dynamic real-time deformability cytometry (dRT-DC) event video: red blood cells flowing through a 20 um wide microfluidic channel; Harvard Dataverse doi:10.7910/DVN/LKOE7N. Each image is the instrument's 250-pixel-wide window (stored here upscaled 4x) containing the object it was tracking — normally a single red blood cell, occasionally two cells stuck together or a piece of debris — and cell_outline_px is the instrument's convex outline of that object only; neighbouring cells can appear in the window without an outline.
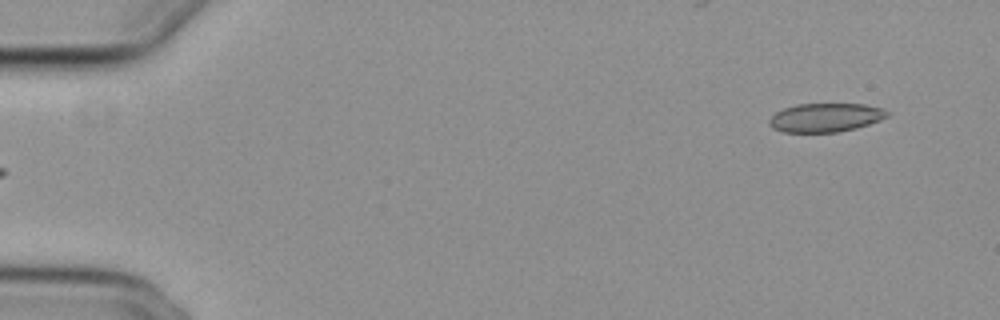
{"species": "common noctule bat (a hibernating species)", "species_latin": "Nyctalus noctula", "temperature_condition": "cold", "stored_images_in_passage": 17, "camera_frame_rate_fps": 3000, "um_per_image_px": 0.085, "animal": {"sex": "female", "body_mass_g": 29.2, "forearm_length_mm": 56.3}, "frame": {"image": 1, "passage_image": 1, "time_ms": 0.0, "image_size_px": [1000, 320], "cell_outline_px": [[888, 116], [880, 120], [856, 128], [836, 132], [784, 132], [772, 128], [768, 124], [768, 120], [776, 112], [784, 108], [796, 104], [864, 104], [880, 108], [888, 112]], "centroid_in_image_um": [70.13, 9.99], "position_along_channel_um": 14.9, "area_um2": 19.65}}
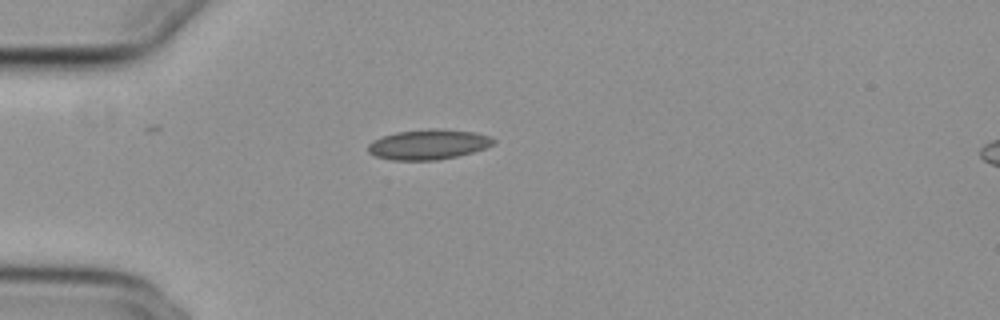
{"frame": {"image": 2, "passage_image": 12, "time_ms": 3.667, "image_size_px": [1000, 320], "cell_outline_px": [[496, 140], [492, 144], [484, 148], [472, 152], [456, 156], [436, 160], [392, 160], [376, 156], [368, 152], [368, 144], [372, 140], [380, 136], [396, 132], [428, 128], [440, 128], [476, 132], [488, 136]], "centroid_in_image_um": [36.37, 12.26], "position_along_channel_um": 48.6, "area_um2": 22.08}}